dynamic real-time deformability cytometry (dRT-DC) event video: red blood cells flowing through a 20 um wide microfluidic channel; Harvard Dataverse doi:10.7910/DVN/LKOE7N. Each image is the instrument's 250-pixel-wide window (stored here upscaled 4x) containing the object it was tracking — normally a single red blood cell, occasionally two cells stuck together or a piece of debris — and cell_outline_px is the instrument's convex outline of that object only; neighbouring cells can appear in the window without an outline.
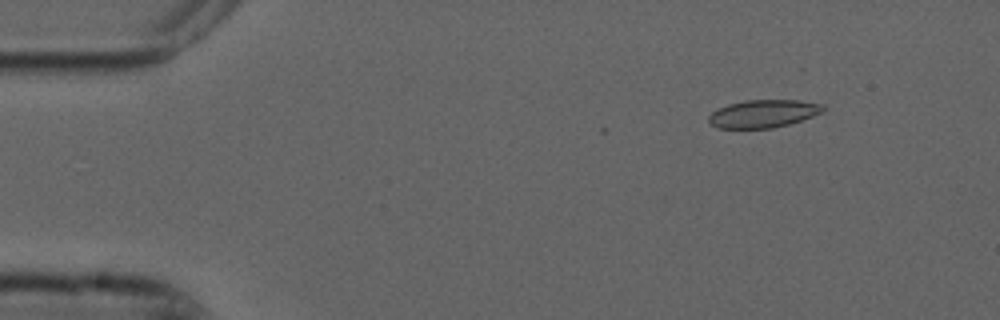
{"species": "common noctule bat (a hibernating species)", "species_latin": "Nyctalus noctula", "temperature_condition": "cold", "stored_images_in_passage": 10, "camera_frame_rate_fps": 3000, "um_per_image_px": 0.085, "animal": {"sex": "male", "forearm_length_mm": 52.5}, "frame": {"image": 1, "passage_image": 7, "time_ms": 2.0, "image_size_px": [1000, 320], "cell_outline_px": [[828, 108], [824, 112], [788, 124], [772, 128], [716, 128], [708, 120], [708, 116], [712, 112], [728, 104], [744, 100], [800, 100], [824, 104]], "centroid_in_image_um": [64.92, 9.65], "position_along_channel_um": 20.1, "area_um2": 18.61}}